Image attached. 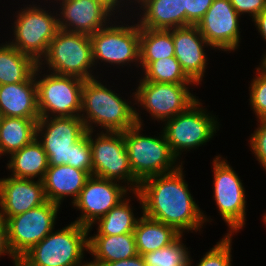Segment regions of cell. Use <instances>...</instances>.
<instances>
[{"label":"cell","instance_id":"obj_16","mask_svg":"<svg viewBox=\"0 0 266 266\" xmlns=\"http://www.w3.org/2000/svg\"><path fill=\"white\" fill-rule=\"evenodd\" d=\"M239 17L230 0H213L211 7L196 26L210 48L235 51L241 39Z\"/></svg>","mask_w":266,"mask_h":266},{"label":"cell","instance_id":"obj_7","mask_svg":"<svg viewBox=\"0 0 266 266\" xmlns=\"http://www.w3.org/2000/svg\"><path fill=\"white\" fill-rule=\"evenodd\" d=\"M199 100L187 110L164 121L163 134L173 154L179 158L184 150L196 149L213 138L219 129L216 117L206 113ZM184 149V150H183Z\"/></svg>","mask_w":266,"mask_h":266},{"label":"cell","instance_id":"obj_15","mask_svg":"<svg viewBox=\"0 0 266 266\" xmlns=\"http://www.w3.org/2000/svg\"><path fill=\"white\" fill-rule=\"evenodd\" d=\"M119 182L91 175L77 199L72 203L81 215L74 221L92 229L93 224L127 197L128 187Z\"/></svg>","mask_w":266,"mask_h":266},{"label":"cell","instance_id":"obj_11","mask_svg":"<svg viewBox=\"0 0 266 266\" xmlns=\"http://www.w3.org/2000/svg\"><path fill=\"white\" fill-rule=\"evenodd\" d=\"M109 24L90 35L94 67L99 60L113 66H123L134 61L135 64L140 63L138 23L131 26L117 25L115 22Z\"/></svg>","mask_w":266,"mask_h":266},{"label":"cell","instance_id":"obj_20","mask_svg":"<svg viewBox=\"0 0 266 266\" xmlns=\"http://www.w3.org/2000/svg\"><path fill=\"white\" fill-rule=\"evenodd\" d=\"M22 83L0 85V114L2 117H21L25 119H40L37 106L36 79L40 69ZM39 72V73H38ZM37 76V77H36Z\"/></svg>","mask_w":266,"mask_h":266},{"label":"cell","instance_id":"obj_29","mask_svg":"<svg viewBox=\"0 0 266 266\" xmlns=\"http://www.w3.org/2000/svg\"><path fill=\"white\" fill-rule=\"evenodd\" d=\"M130 198H124L114 206L106 215L100 217L97 223V234L94 235H121L133 233L139 220L133 214V208L129 204Z\"/></svg>","mask_w":266,"mask_h":266},{"label":"cell","instance_id":"obj_2","mask_svg":"<svg viewBox=\"0 0 266 266\" xmlns=\"http://www.w3.org/2000/svg\"><path fill=\"white\" fill-rule=\"evenodd\" d=\"M129 104L97 78L87 79L82 87L80 118L87 131H93L94 124L103 127L104 132H124L136 124L143 125L136 108Z\"/></svg>","mask_w":266,"mask_h":266},{"label":"cell","instance_id":"obj_39","mask_svg":"<svg viewBox=\"0 0 266 266\" xmlns=\"http://www.w3.org/2000/svg\"><path fill=\"white\" fill-rule=\"evenodd\" d=\"M89 266H146L142 255H136L130 259H124L103 264H89Z\"/></svg>","mask_w":266,"mask_h":266},{"label":"cell","instance_id":"obj_41","mask_svg":"<svg viewBox=\"0 0 266 266\" xmlns=\"http://www.w3.org/2000/svg\"><path fill=\"white\" fill-rule=\"evenodd\" d=\"M100 1L103 2L105 5H107L115 14L116 12H118L117 9L121 8L120 3L124 0H100ZM127 1H130V0H126V3ZM130 2L133 3L132 0Z\"/></svg>","mask_w":266,"mask_h":266},{"label":"cell","instance_id":"obj_35","mask_svg":"<svg viewBox=\"0 0 266 266\" xmlns=\"http://www.w3.org/2000/svg\"><path fill=\"white\" fill-rule=\"evenodd\" d=\"M258 122L260 125L250 137V147L266 171V119H259Z\"/></svg>","mask_w":266,"mask_h":266},{"label":"cell","instance_id":"obj_28","mask_svg":"<svg viewBox=\"0 0 266 266\" xmlns=\"http://www.w3.org/2000/svg\"><path fill=\"white\" fill-rule=\"evenodd\" d=\"M174 56L173 29L140 28V66Z\"/></svg>","mask_w":266,"mask_h":266},{"label":"cell","instance_id":"obj_25","mask_svg":"<svg viewBox=\"0 0 266 266\" xmlns=\"http://www.w3.org/2000/svg\"><path fill=\"white\" fill-rule=\"evenodd\" d=\"M133 233L139 255L167 247L181 235L172 226L144 214L140 216Z\"/></svg>","mask_w":266,"mask_h":266},{"label":"cell","instance_id":"obj_19","mask_svg":"<svg viewBox=\"0 0 266 266\" xmlns=\"http://www.w3.org/2000/svg\"><path fill=\"white\" fill-rule=\"evenodd\" d=\"M173 42L174 57L183 72L196 86L199 85L208 61L204 48L210 45L196 25L173 28Z\"/></svg>","mask_w":266,"mask_h":266},{"label":"cell","instance_id":"obj_40","mask_svg":"<svg viewBox=\"0 0 266 266\" xmlns=\"http://www.w3.org/2000/svg\"><path fill=\"white\" fill-rule=\"evenodd\" d=\"M255 27H257L258 32L261 34L262 38H264V41H266V8L259 13L254 20Z\"/></svg>","mask_w":266,"mask_h":266},{"label":"cell","instance_id":"obj_8","mask_svg":"<svg viewBox=\"0 0 266 266\" xmlns=\"http://www.w3.org/2000/svg\"><path fill=\"white\" fill-rule=\"evenodd\" d=\"M17 14L13 28L15 38L9 43L38 63L60 30L57 19L59 17L33 4L21 8Z\"/></svg>","mask_w":266,"mask_h":266},{"label":"cell","instance_id":"obj_30","mask_svg":"<svg viewBox=\"0 0 266 266\" xmlns=\"http://www.w3.org/2000/svg\"><path fill=\"white\" fill-rule=\"evenodd\" d=\"M143 72L145 81L195 85L183 72L174 56L152 61Z\"/></svg>","mask_w":266,"mask_h":266},{"label":"cell","instance_id":"obj_12","mask_svg":"<svg viewBox=\"0 0 266 266\" xmlns=\"http://www.w3.org/2000/svg\"><path fill=\"white\" fill-rule=\"evenodd\" d=\"M59 207L60 205L47 201L5 220L9 246L18 260L54 230Z\"/></svg>","mask_w":266,"mask_h":266},{"label":"cell","instance_id":"obj_38","mask_svg":"<svg viewBox=\"0 0 266 266\" xmlns=\"http://www.w3.org/2000/svg\"><path fill=\"white\" fill-rule=\"evenodd\" d=\"M3 253L5 255L9 254V257L13 258L15 266L19 265V260L14 256V254L12 253L10 246H9L6 223L0 217V255L1 256L4 255Z\"/></svg>","mask_w":266,"mask_h":266},{"label":"cell","instance_id":"obj_10","mask_svg":"<svg viewBox=\"0 0 266 266\" xmlns=\"http://www.w3.org/2000/svg\"><path fill=\"white\" fill-rule=\"evenodd\" d=\"M220 155L213 160L214 200L218 211L229 227V235L238 232L246 221L245 189L242 180Z\"/></svg>","mask_w":266,"mask_h":266},{"label":"cell","instance_id":"obj_14","mask_svg":"<svg viewBox=\"0 0 266 266\" xmlns=\"http://www.w3.org/2000/svg\"><path fill=\"white\" fill-rule=\"evenodd\" d=\"M86 133L87 129L80 116L40 118L36 139L47 154L49 166L68 165L71 162L72 144Z\"/></svg>","mask_w":266,"mask_h":266},{"label":"cell","instance_id":"obj_37","mask_svg":"<svg viewBox=\"0 0 266 266\" xmlns=\"http://www.w3.org/2000/svg\"><path fill=\"white\" fill-rule=\"evenodd\" d=\"M230 3L239 15L248 13L252 19L266 8V0H230Z\"/></svg>","mask_w":266,"mask_h":266},{"label":"cell","instance_id":"obj_31","mask_svg":"<svg viewBox=\"0 0 266 266\" xmlns=\"http://www.w3.org/2000/svg\"><path fill=\"white\" fill-rule=\"evenodd\" d=\"M180 235L169 246L143 254L146 266H189V251Z\"/></svg>","mask_w":266,"mask_h":266},{"label":"cell","instance_id":"obj_21","mask_svg":"<svg viewBox=\"0 0 266 266\" xmlns=\"http://www.w3.org/2000/svg\"><path fill=\"white\" fill-rule=\"evenodd\" d=\"M143 12L140 28L164 29L186 27L185 0H135ZM142 15V16H141Z\"/></svg>","mask_w":266,"mask_h":266},{"label":"cell","instance_id":"obj_42","mask_svg":"<svg viewBox=\"0 0 266 266\" xmlns=\"http://www.w3.org/2000/svg\"><path fill=\"white\" fill-rule=\"evenodd\" d=\"M264 57L261 60V67L266 70V53L263 55Z\"/></svg>","mask_w":266,"mask_h":266},{"label":"cell","instance_id":"obj_4","mask_svg":"<svg viewBox=\"0 0 266 266\" xmlns=\"http://www.w3.org/2000/svg\"><path fill=\"white\" fill-rule=\"evenodd\" d=\"M142 125L136 124L123 132L126 151L131 171L141 183L143 180L166 174L178 169L181 165L172 152L165 135L161 132L159 137L144 136Z\"/></svg>","mask_w":266,"mask_h":266},{"label":"cell","instance_id":"obj_43","mask_svg":"<svg viewBox=\"0 0 266 266\" xmlns=\"http://www.w3.org/2000/svg\"><path fill=\"white\" fill-rule=\"evenodd\" d=\"M263 220H264V223L266 224V213H265V215L263 216Z\"/></svg>","mask_w":266,"mask_h":266},{"label":"cell","instance_id":"obj_27","mask_svg":"<svg viewBox=\"0 0 266 266\" xmlns=\"http://www.w3.org/2000/svg\"><path fill=\"white\" fill-rule=\"evenodd\" d=\"M38 63L10 43L0 46V85L25 82Z\"/></svg>","mask_w":266,"mask_h":266},{"label":"cell","instance_id":"obj_36","mask_svg":"<svg viewBox=\"0 0 266 266\" xmlns=\"http://www.w3.org/2000/svg\"><path fill=\"white\" fill-rule=\"evenodd\" d=\"M213 0H185L186 26L197 25L211 7Z\"/></svg>","mask_w":266,"mask_h":266},{"label":"cell","instance_id":"obj_18","mask_svg":"<svg viewBox=\"0 0 266 266\" xmlns=\"http://www.w3.org/2000/svg\"><path fill=\"white\" fill-rule=\"evenodd\" d=\"M47 197L41 180L25 178H0V217L20 215L46 203Z\"/></svg>","mask_w":266,"mask_h":266},{"label":"cell","instance_id":"obj_9","mask_svg":"<svg viewBox=\"0 0 266 266\" xmlns=\"http://www.w3.org/2000/svg\"><path fill=\"white\" fill-rule=\"evenodd\" d=\"M84 81L74 76L52 72L37 79V106L40 118L80 116Z\"/></svg>","mask_w":266,"mask_h":266},{"label":"cell","instance_id":"obj_33","mask_svg":"<svg viewBox=\"0 0 266 266\" xmlns=\"http://www.w3.org/2000/svg\"><path fill=\"white\" fill-rule=\"evenodd\" d=\"M256 77L251 82L250 104L259 119H266V70L261 66L256 68Z\"/></svg>","mask_w":266,"mask_h":266},{"label":"cell","instance_id":"obj_1","mask_svg":"<svg viewBox=\"0 0 266 266\" xmlns=\"http://www.w3.org/2000/svg\"><path fill=\"white\" fill-rule=\"evenodd\" d=\"M182 165L173 172L143 180L138 191L132 192L145 216L172 226L181 235L185 230L200 231L204 222H209L188 190Z\"/></svg>","mask_w":266,"mask_h":266},{"label":"cell","instance_id":"obj_24","mask_svg":"<svg viewBox=\"0 0 266 266\" xmlns=\"http://www.w3.org/2000/svg\"><path fill=\"white\" fill-rule=\"evenodd\" d=\"M10 156L7 168L12 171L10 176L15 178L43 180L47 171L48 157L41 143L35 138L20 150Z\"/></svg>","mask_w":266,"mask_h":266},{"label":"cell","instance_id":"obj_26","mask_svg":"<svg viewBox=\"0 0 266 266\" xmlns=\"http://www.w3.org/2000/svg\"><path fill=\"white\" fill-rule=\"evenodd\" d=\"M39 119L2 117L0 122V157L13 154L36 138Z\"/></svg>","mask_w":266,"mask_h":266},{"label":"cell","instance_id":"obj_34","mask_svg":"<svg viewBox=\"0 0 266 266\" xmlns=\"http://www.w3.org/2000/svg\"><path fill=\"white\" fill-rule=\"evenodd\" d=\"M68 165L92 175V149L89 142V131L72 144L71 162H68Z\"/></svg>","mask_w":266,"mask_h":266},{"label":"cell","instance_id":"obj_23","mask_svg":"<svg viewBox=\"0 0 266 266\" xmlns=\"http://www.w3.org/2000/svg\"><path fill=\"white\" fill-rule=\"evenodd\" d=\"M88 252L94 256L89 264H103L138 255L134 233L88 237Z\"/></svg>","mask_w":266,"mask_h":266},{"label":"cell","instance_id":"obj_6","mask_svg":"<svg viewBox=\"0 0 266 266\" xmlns=\"http://www.w3.org/2000/svg\"><path fill=\"white\" fill-rule=\"evenodd\" d=\"M89 131L92 149V175L121 183L127 182L129 192L138 191L140 182L134 177L128 160L123 132H106L95 135Z\"/></svg>","mask_w":266,"mask_h":266},{"label":"cell","instance_id":"obj_3","mask_svg":"<svg viewBox=\"0 0 266 266\" xmlns=\"http://www.w3.org/2000/svg\"><path fill=\"white\" fill-rule=\"evenodd\" d=\"M88 227L71 222L63 229L53 230L20 259L18 266H89L83 262L88 251Z\"/></svg>","mask_w":266,"mask_h":266},{"label":"cell","instance_id":"obj_5","mask_svg":"<svg viewBox=\"0 0 266 266\" xmlns=\"http://www.w3.org/2000/svg\"><path fill=\"white\" fill-rule=\"evenodd\" d=\"M43 58L38 66L45 63L49 72L52 70V73L58 75L74 76L83 80L96 78L90 71L94 63L89 35L60 29L49 43Z\"/></svg>","mask_w":266,"mask_h":266},{"label":"cell","instance_id":"obj_13","mask_svg":"<svg viewBox=\"0 0 266 266\" xmlns=\"http://www.w3.org/2000/svg\"><path fill=\"white\" fill-rule=\"evenodd\" d=\"M188 85L193 84L159 83L141 79L132 95L137 102L134 104L143 106L151 117L164 122L184 112L198 100L188 90Z\"/></svg>","mask_w":266,"mask_h":266},{"label":"cell","instance_id":"obj_17","mask_svg":"<svg viewBox=\"0 0 266 266\" xmlns=\"http://www.w3.org/2000/svg\"><path fill=\"white\" fill-rule=\"evenodd\" d=\"M60 3L59 28L66 32L92 35L108 25L114 12L100 0H56ZM108 19V20H107ZM108 21V22H107Z\"/></svg>","mask_w":266,"mask_h":266},{"label":"cell","instance_id":"obj_22","mask_svg":"<svg viewBox=\"0 0 266 266\" xmlns=\"http://www.w3.org/2000/svg\"><path fill=\"white\" fill-rule=\"evenodd\" d=\"M90 175L69 165L49 166L42 180L48 201L58 205L68 196L77 199Z\"/></svg>","mask_w":266,"mask_h":266},{"label":"cell","instance_id":"obj_32","mask_svg":"<svg viewBox=\"0 0 266 266\" xmlns=\"http://www.w3.org/2000/svg\"><path fill=\"white\" fill-rule=\"evenodd\" d=\"M232 235L225 234L223 238L217 244L206 252L203 258L196 266H232L231 264V249H232ZM191 257L189 259V266L193 263L191 262Z\"/></svg>","mask_w":266,"mask_h":266}]
</instances>
